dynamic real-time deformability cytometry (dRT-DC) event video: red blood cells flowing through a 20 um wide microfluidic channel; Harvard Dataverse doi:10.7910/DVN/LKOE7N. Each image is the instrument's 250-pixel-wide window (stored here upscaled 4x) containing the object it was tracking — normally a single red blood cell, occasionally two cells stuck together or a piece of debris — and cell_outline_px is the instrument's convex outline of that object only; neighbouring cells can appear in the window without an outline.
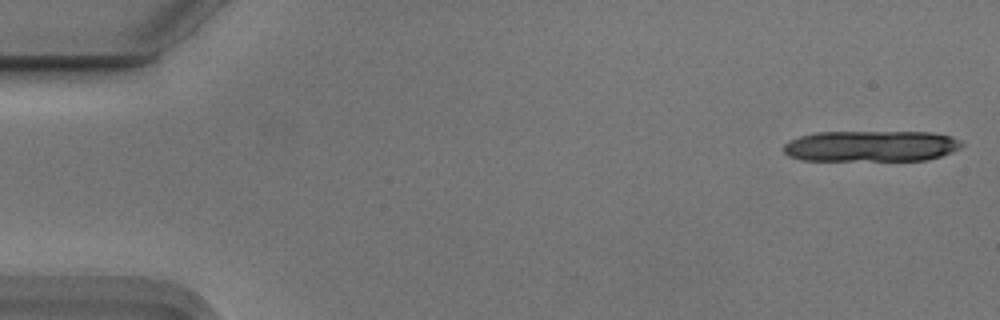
{"species": "Egyptian fruit bat (a non-hibernating species)", "species_latin": "Rousettus aegyptiacus", "temperature_condition": "cold", "stored_images_in_passage": 18, "camera_frame_rate_fps": 3000, "um_per_image_px": 0.085, "animal": {"sex": "male"}, "frame": {"image": 1, "passage_image": 1, "time_ms": 0.0, "image_size_px": [1000, 320], "cell_outline_px": [[964, 144], [960, 148], [952, 152], [928, 160], [800, 160], [788, 156], [784, 152], [784, 144], [800, 136], [816, 132], [932, 132], [952, 136]], "centroid_in_image_um": [74.06, 12.42], "position_along_channel_um": 10.9, "area_um2": 32.25}}